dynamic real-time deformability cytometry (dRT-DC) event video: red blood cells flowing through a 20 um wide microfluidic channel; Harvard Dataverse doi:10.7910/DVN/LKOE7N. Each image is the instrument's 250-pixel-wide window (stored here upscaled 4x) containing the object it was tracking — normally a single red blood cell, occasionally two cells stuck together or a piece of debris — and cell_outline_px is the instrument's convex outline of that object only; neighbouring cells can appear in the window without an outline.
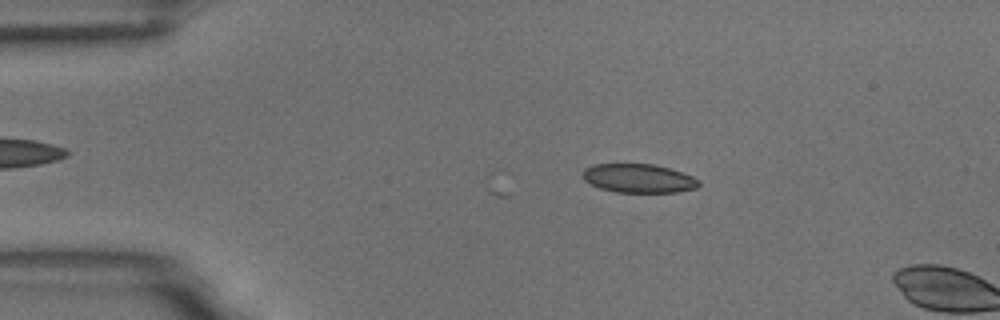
{"species": "common noctule bat (a hibernating species)", "species_latin": "Nyctalus noctula", "temperature_condition": "room temperature", "stored_images_in_passage": 3, "camera_frame_rate_fps": 3000, "um_per_image_px": 0.085, "animal": {"sex": "male", "body_mass_g": 18.8}, "frame": {"image": 1, "passage_image": 2, "time_ms": 0.333, "image_size_px": [1000, 320], "cell_outline_px": [[700, 184], [696, 188], [676, 192], [616, 192], [600, 188], [584, 180], [580, 176], [584, 168], [596, 164], [652, 164], [668, 168], [692, 176], [700, 180]], "centroid_in_image_um": [54.25, 15.16], "position_along_channel_um": 30.7, "area_um2": 19.42}}